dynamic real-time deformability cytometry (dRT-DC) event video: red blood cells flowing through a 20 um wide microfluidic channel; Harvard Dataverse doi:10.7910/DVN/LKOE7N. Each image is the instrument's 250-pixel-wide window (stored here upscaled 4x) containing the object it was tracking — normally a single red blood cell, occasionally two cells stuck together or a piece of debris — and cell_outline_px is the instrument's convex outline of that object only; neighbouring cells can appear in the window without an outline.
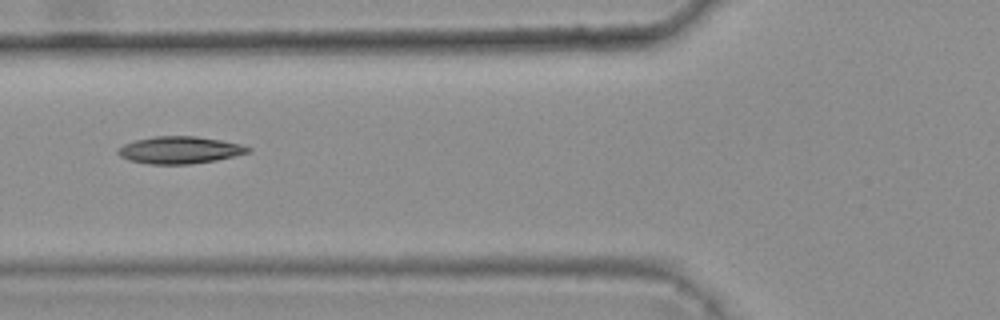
{"species": "common noctule bat (a hibernating species)", "species_latin": "Nyctalus noctula", "temperature_condition": "warm", "stored_images_in_passage": 7, "camera_frame_rate_fps": 3000, "um_per_image_px": 0.085, "animal": {"sex": "female", "body_mass_g": 25.1}, "frame": {"image": 1, "passage_image": 6, "time_ms": 1.667, "image_size_px": [1000, 320], "cell_outline_px": [[252, 152], [216, 160], [192, 164], [148, 164], [128, 160], [120, 156], [116, 152], [116, 148], [124, 144], [136, 140], [152, 136], [196, 136], [220, 140], [240, 144], [252, 148]], "centroid_in_image_um": [15.26, 12.75], "position_along_channel_um": 110.5, "area_um2": 20.75}}
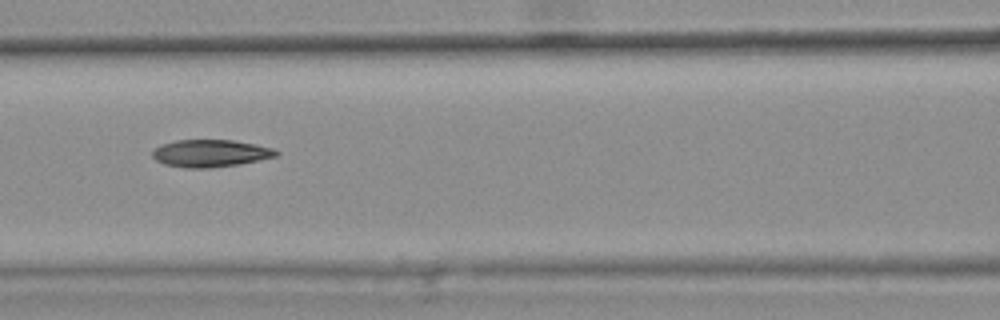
{"frame": {"image": 2, "passage_image": 7, "time_ms": 2.0, "image_size_px": [1000, 320], "cell_outline_px": [[280, 152], [276, 156], [240, 164], [212, 168], [184, 168], [164, 164], [156, 160], [152, 156], [152, 152], [160, 144], [176, 140], [232, 140], [256, 144], [272, 148]], "centroid_in_image_um": [17.87, 13.03], "position_along_channel_um": 148.7, "area_um2": 19.77}}